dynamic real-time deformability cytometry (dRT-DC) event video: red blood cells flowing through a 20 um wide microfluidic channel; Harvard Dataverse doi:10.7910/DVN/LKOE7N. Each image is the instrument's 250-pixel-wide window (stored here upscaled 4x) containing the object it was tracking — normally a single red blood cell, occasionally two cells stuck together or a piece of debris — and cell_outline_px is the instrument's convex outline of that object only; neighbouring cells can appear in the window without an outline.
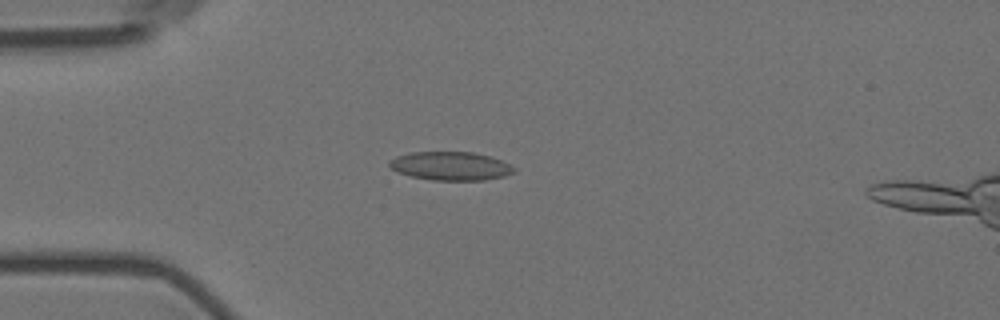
{"species": "Egyptian fruit bat (a non-hibernating species)", "species_latin": "Rousettus aegyptiacus", "temperature_condition": "room temperature", "stored_images_in_passage": 49, "camera_frame_rate_fps": 3000, "um_per_image_px": 0.085, "animal": {"sex": "female"}, "frame": {"image": 1, "passage_image": 14, "time_ms": 4.333, "image_size_px": [1000, 320], "cell_outline_px": [[516, 172], [504, 176], [484, 180], [432, 180], [412, 176], [396, 172], [388, 164], [388, 160], [396, 156], [408, 152], [472, 152], [492, 156], [516, 168]], "centroid_in_image_um": [38.29, 14.1], "position_along_channel_um": 46.7, "area_um2": 20.87}}
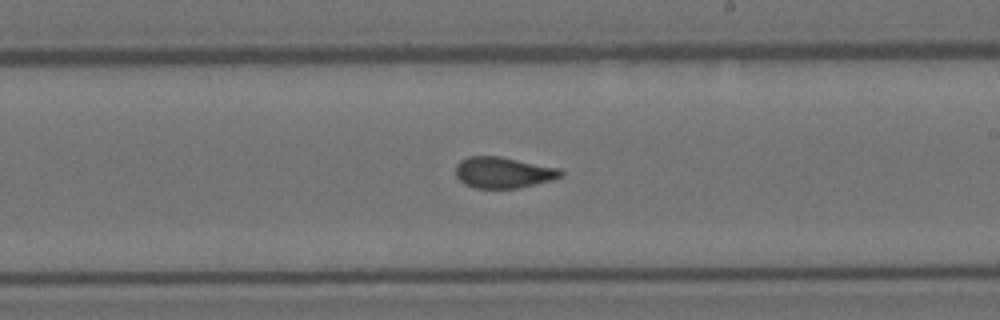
{"frame": {"image": 2, "passage_image": 32, "time_ms": 10.333, "image_size_px": [1000, 320], "cell_outline_px": [[564, 176], [552, 180], [520, 188], [476, 188], [464, 184], [456, 176], [456, 164], [460, 160], [468, 156], [500, 156], [560, 168], [564, 172]], "centroid_in_image_um": [42.8, 14.66], "position_along_channel_um": 246.2, "area_um2": 19.25}}
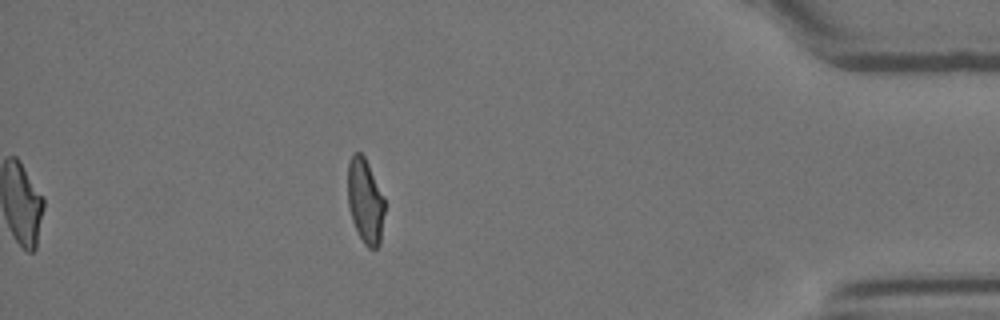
{"frame": {"image": 3, "passage_image": 49, "time_ms": 16.0, "image_size_px": [1000, 320], "cell_outline_px": [[384, 212], [380, 244], [376, 248], [368, 248], [364, 244], [352, 220], [348, 204], [348, 164], [352, 156], [356, 152], [360, 152], [364, 156], [384, 196]], "centroid_in_image_um": [31.05, 17.1], "position_along_channel_um": 404.2, "area_um2": 18.03}, "authors_computed_cell_mechanics": {"area_um2": 19.7676, "velocity_mm_per_s": 3.5805, "shape_relaxation_time_tau1_ms": null, "shape_relaxation_time_tau2_ms": 1.4226, "deformation_change_tau1": null, "deformation_change_tau2": 0.0721}}